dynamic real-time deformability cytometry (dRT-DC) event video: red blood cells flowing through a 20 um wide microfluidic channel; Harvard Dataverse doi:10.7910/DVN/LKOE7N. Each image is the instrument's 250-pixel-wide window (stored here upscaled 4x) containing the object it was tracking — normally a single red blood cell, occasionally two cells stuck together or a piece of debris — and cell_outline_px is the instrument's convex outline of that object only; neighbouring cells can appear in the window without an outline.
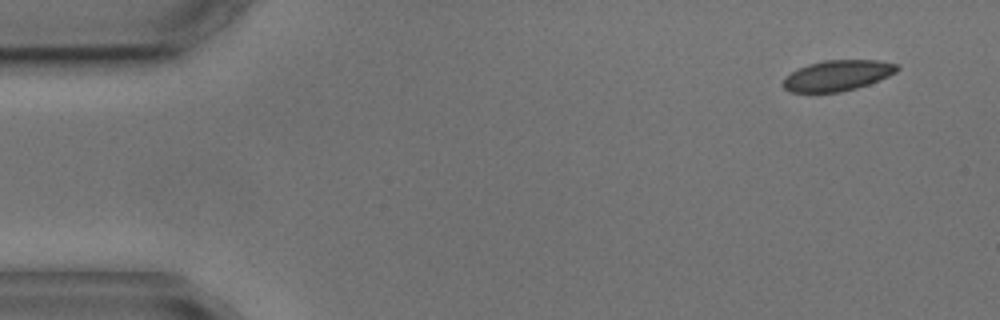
{"species": "common noctule bat (a hibernating species)", "species_latin": "Nyctalus noctula", "temperature_condition": "cold", "stored_images_in_passage": 5, "camera_frame_rate_fps": 3000, "um_per_image_px": 0.085, "animal": {"sex": "male", "body_mass_g": 17.9, "forearm_length_mm": 54.2}, "frame": {"image": 1, "passage_image": 1, "time_ms": 0.0, "image_size_px": [1000, 320], "cell_outline_px": [[900, 68], [896, 72], [880, 80], [856, 88], [840, 92], [792, 92], [784, 88], [784, 76], [808, 64], [824, 60], [880, 60], [900, 64]], "centroid_in_image_um": [71.23, 6.4], "position_along_channel_um": 13.8, "area_um2": 20.35}}
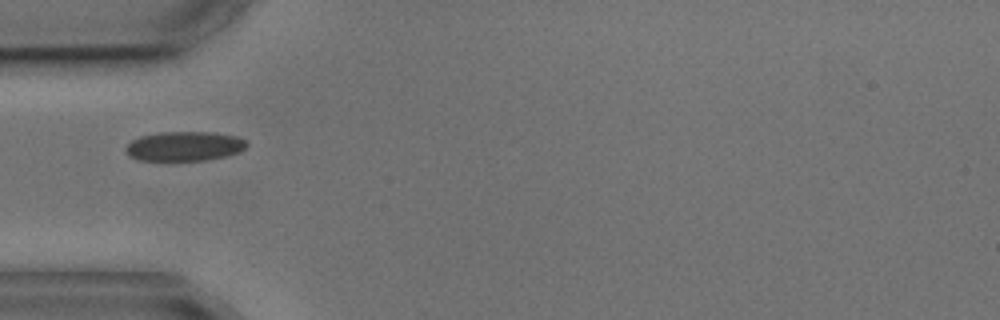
{"frame": {"image": 2, "passage_image": 4, "time_ms": 4.333, "image_size_px": [1000, 320], "cell_outline_px": [[248, 144], [240, 152], [224, 156], [204, 160], [136, 160], [128, 156], [124, 152], [124, 148], [132, 140], [140, 136], [156, 132], [216, 132], [236, 136], [248, 140]], "centroid_in_image_um": [15.65, 12.42], "position_along_channel_um": 69.4, "area_um2": 21.04}}